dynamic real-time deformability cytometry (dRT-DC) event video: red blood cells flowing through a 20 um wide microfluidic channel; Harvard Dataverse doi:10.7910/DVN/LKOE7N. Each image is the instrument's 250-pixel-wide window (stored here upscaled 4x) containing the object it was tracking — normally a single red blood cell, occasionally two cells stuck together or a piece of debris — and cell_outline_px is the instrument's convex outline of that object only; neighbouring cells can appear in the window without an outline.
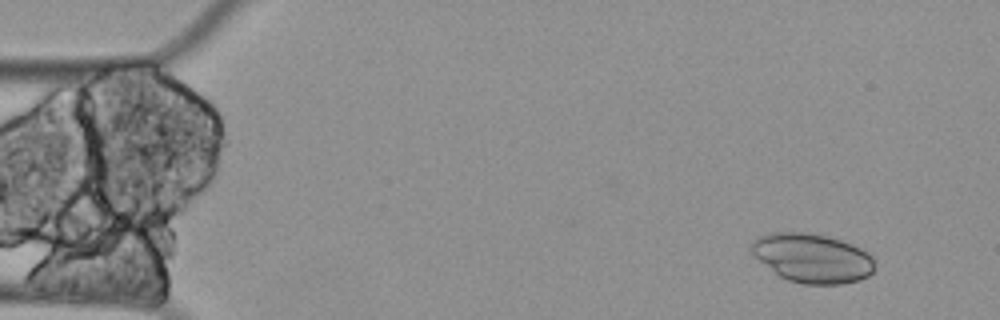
{"species": "Egyptian fruit bat (a non-hibernating species)", "species_latin": "Rousettus aegyptiacus", "temperature_condition": "cold", "stored_images_in_passage": 59, "camera_frame_rate_fps": 3000, "um_per_image_px": 0.085, "animal": {"sex": "female"}, "frame": {"image": 1, "passage_image": 5, "time_ms": 1.333, "image_size_px": [1000, 320], "cell_outline_px": [[872, 272], [868, 276], [860, 280], [840, 284], [804, 284], [788, 280], [780, 276], [760, 260], [752, 252], [752, 240], [756, 236], [780, 232], [804, 232], [824, 236], [840, 240], [860, 248], [868, 252], [872, 256]], "centroid_in_image_um": [69.05, 21.94], "position_along_channel_um": 16.0, "area_um2": 34.74}}
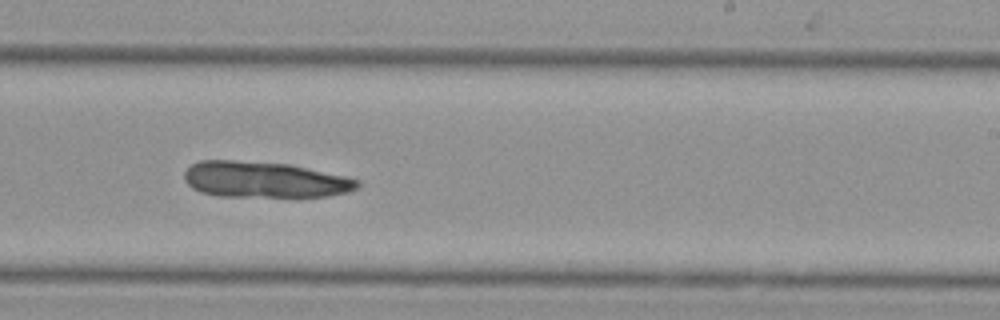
{"frame": {"image": 2, "passage_image": 36, "time_ms": 11.667, "image_size_px": [1000, 320], "cell_outline_px": [[360, 184], [356, 188], [348, 192], [328, 196], [220, 196], [200, 192], [192, 188], [184, 180], [184, 172], [192, 164], [200, 160], [232, 160], [292, 164], [344, 176], [360, 180]], "centroid_in_image_um": [22.46, 15.26], "position_along_channel_um": 266.5, "area_um2": 36.24}}
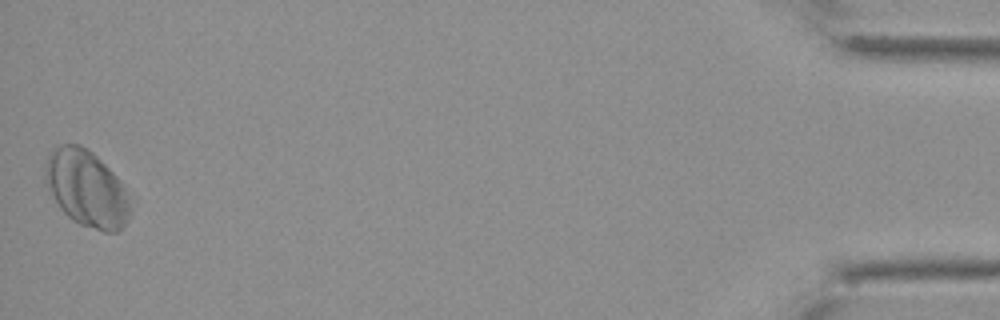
{"frame": {"image": 3, "passage_image": 59, "time_ms": 19.333, "image_size_px": [1000, 320], "cell_outline_px": [[136, 204], [128, 220], [116, 232], [104, 232], [80, 224], [72, 220], [60, 208], [44, 184], [44, 168], [48, 152], [52, 148], [64, 144], [80, 144], [88, 148], [116, 176], [136, 200]], "centroid_in_image_um": [7.4, 16.03], "position_along_channel_um": 427.8, "area_um2": 38.9}}